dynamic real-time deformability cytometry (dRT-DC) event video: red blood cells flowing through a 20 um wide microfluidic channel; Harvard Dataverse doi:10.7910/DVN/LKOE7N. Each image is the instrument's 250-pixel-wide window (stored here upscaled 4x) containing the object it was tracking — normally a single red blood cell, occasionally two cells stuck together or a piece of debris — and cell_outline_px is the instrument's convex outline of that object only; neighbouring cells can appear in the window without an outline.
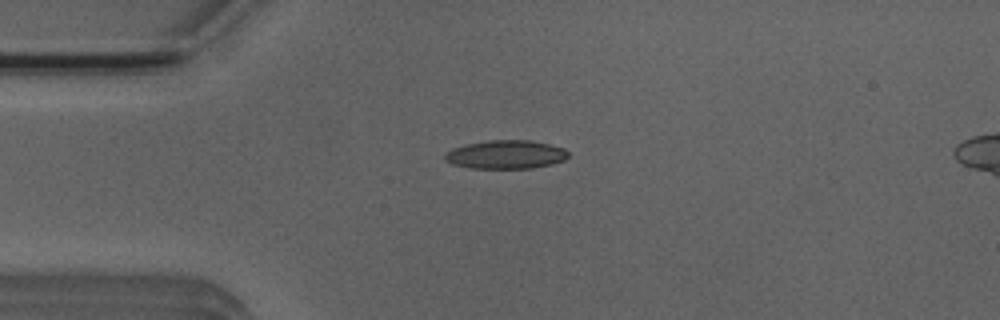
{"species": "Egyptian fruit bat (a non-hibernating species)", "species_latin": "Rousettus aegyptiacus", "temperature_condition": "room temperature", "stored_images_in_passage": 4, "camera_frame_rate_fps": 3000, "um_per_image_px": 0.085, "animal": {"sex": "male"}, "frame": {"image": 1, "passage_image": 1, "time_ms": 0.0, "image_size_px": [1000, 320], "cell_outline_px": [[568, 156], [564, 160], [552, 164], [532, 168], [468, 168], [452, 164], [444, 160], [444, 152], [452, 148], [468, 144], [488, 140], [532, 140], [564, 148], [568, 152]], "centroid_in_image_um": [42.97, 13.13], "position_along_channel_um": 42.0, "area_um2": 20.63}}